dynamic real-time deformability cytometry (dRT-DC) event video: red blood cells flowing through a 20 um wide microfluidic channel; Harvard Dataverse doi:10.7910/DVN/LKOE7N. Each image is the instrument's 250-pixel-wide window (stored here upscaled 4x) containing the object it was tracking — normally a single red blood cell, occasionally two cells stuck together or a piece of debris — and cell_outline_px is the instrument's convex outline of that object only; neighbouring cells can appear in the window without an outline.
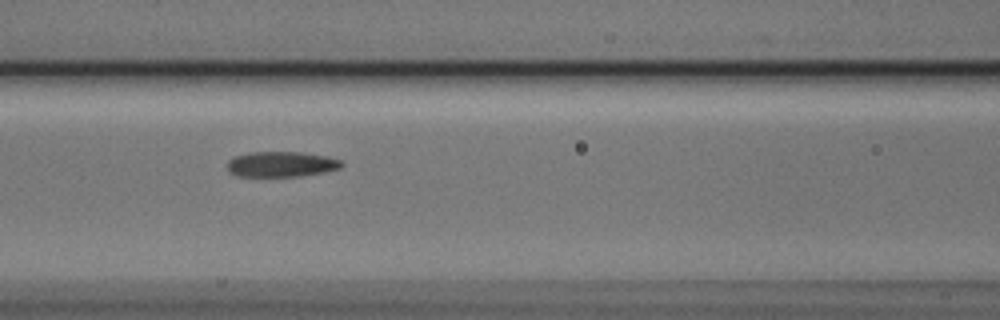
{"species": "Egyptian fruit bat (a non-hibernating species)", "species_latin": "Rousettus aegyptiacus", "temperature_condition": "cold", "stored_images_in_passage": 10, "camera_frame_rate_fps": 3000, "um_per_image_px": 0.085, "animal": {"sex": "male"}, "frame": {"image": 1, "passage_image": 6, "time_ms": 1.667, "image_size_px": [1000, 320], "cell_outline_px": [[344, 164], [340, 168], [324, 172], [300, 176], [236, 176], [228, 172], [228, 160], [236, 156], [248, 152], [300, 152], [328, 156], [340, 160]], "centroid_in_image_um": [23.91, 13.95], "position_along_channel_um": 142.7, "area_um2": 16.94}}
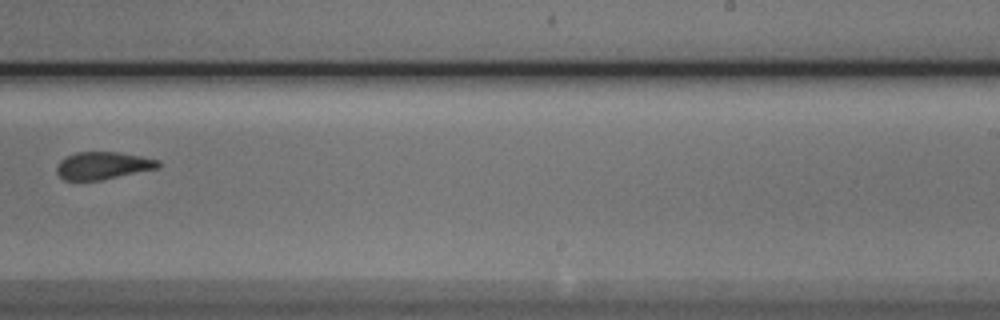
{"frame": {"image": 2, "passage_image": 9, "time_ms": 2.667, "image_size_px": [1000, 320], "cell_outline_px": [[160, 168], [100, 180], [64, 180], [56, 172], [56, 164], [60, 160], [76, 152], [116, 152], [140, 156], [160, 160]], "centroid_in_image_um": [8.74, 14.07], "position_along_channel_um": 280.3, "area_um2": 16.24}}
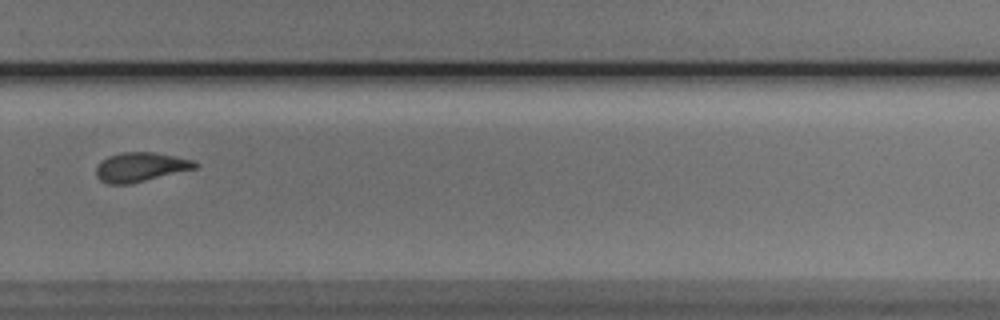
{"frame": {"image": 3, "passage_image": 10, "time_ms": 3.0, "image_size_px": [1000, 320], "cell_outline_px": [[200, 164], [196, 168], [128, 184], [108, 184], [100, 180], [96, 176], [96, 168], [100, 160], [108, 156], [120, 152], [152, 152], [192, 160]], "centroid_in_image_um": [11.89, 14.19], "position_along_channel_um": 317.9, "area_um2": 16.7}}